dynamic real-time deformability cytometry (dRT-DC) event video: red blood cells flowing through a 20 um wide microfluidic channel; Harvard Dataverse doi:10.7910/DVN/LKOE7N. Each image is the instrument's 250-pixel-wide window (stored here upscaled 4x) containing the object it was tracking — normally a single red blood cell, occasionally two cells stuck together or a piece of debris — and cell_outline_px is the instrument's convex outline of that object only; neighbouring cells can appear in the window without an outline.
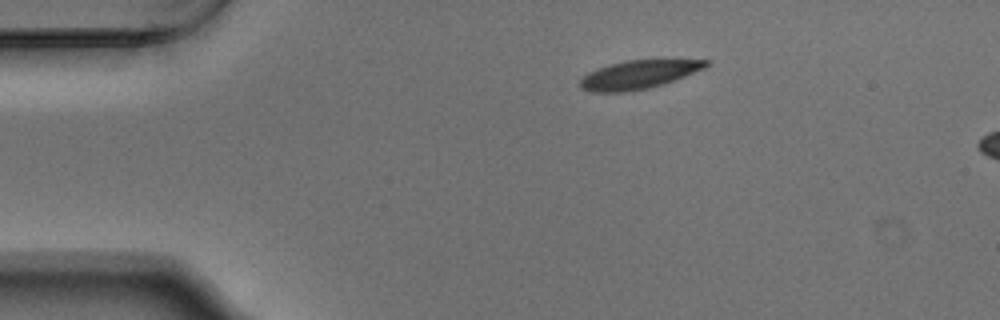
{"species": "Egyptian fruit bat (a non-hibernating species)", "species_latin": "Rousettus aegyptiacus", "temperature_condition": "warm", "stored_images_in_passage": 46, "segment_of_instrument_passage": [1, 2], "camera_frame_rate_fps": 3000, "um_per_image_px": 0.085, "animal": {"sex": "male"}, "frame": {"image": 1, "passage_image": 1, "time_ms": 0.0, "image_size_px": [1000, 320], "cell_outline_px": [[708, 64], [704, 68], [664, 84], [648, 88], [624, 92], [592, 92], [580, 88], [576, 84], [580, 76], [596, 68], [608, 64], [628, 60], [708, 60]], "centroid_in_image_um": [54.15, 6.35], "position_along_channel_um": 30.9, "area_um2": 20.98}}
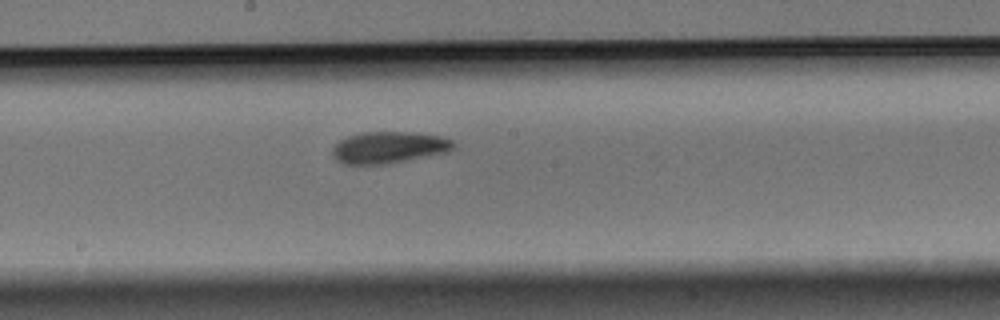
{"frame": {"image": 2, "passage_image": 20, "time_ms": 6.333, "image_size_px": [1000, 320], "cell_outline_px": [[456, 144], [448, 152], [388, 164], [344, 164], [336, 160], [332, 152], [332, 148], [340, 140], [348, 136], [364, 132], [416, 132], [440, 136], [452, 140]], "centroid_in_image_um": [33.06, 12.53], "position_along_channel_um": 215.1, "area_um2": 22.37}}
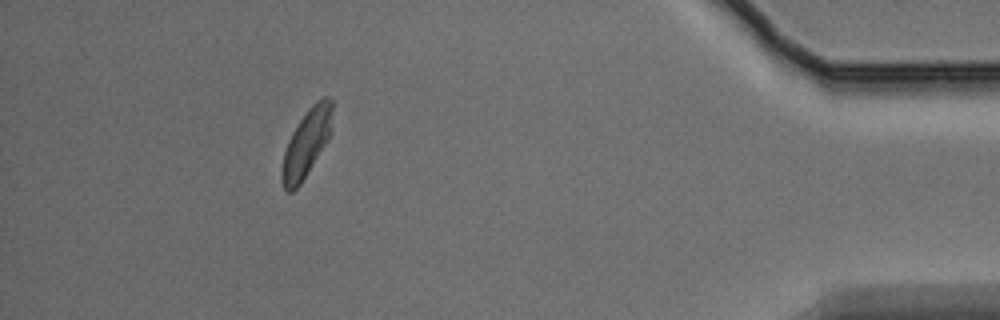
{"frame": {"image": 3, "passage_image": 40, "time_ms": 13.0, "image_size_px": [1000, 320], "cell_outline_px": [[332, 128], [328, 140], [300, 184], [292, 192], [288, 192], [284, 188], [280, 176], [284, 152], [288, 140], [292, 132], [308, 108], [316, 100], [324, 96], [328, 96], [332, 100]], "centroid_in_image_um": [26.06, 12.14], "position_along_channel_um": 409.1, "area_um2": 19.77}}